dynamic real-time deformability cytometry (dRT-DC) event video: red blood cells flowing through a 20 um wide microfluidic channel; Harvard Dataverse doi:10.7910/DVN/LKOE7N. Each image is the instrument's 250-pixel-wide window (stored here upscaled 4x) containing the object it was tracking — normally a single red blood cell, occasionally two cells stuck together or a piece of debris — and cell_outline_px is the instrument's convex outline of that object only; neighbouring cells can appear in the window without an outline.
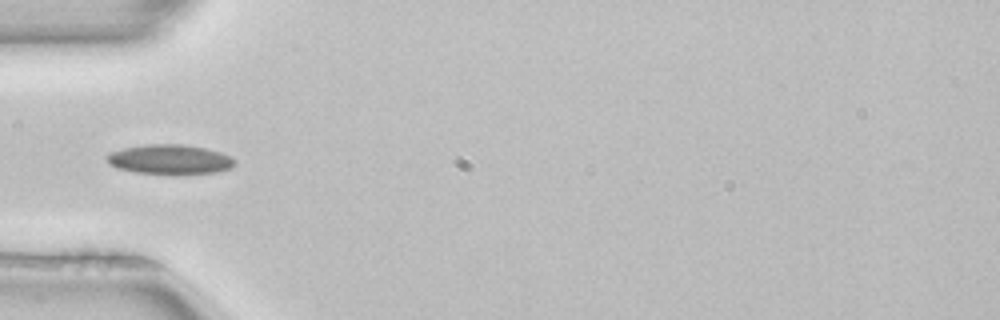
{"species": "common noctule bat (a hibernating species)", "species_latin": "Nyctalus noctula", "temperature_condition": "room temperature", "stored_images_in_passage": 5, "camera_frame_rate_fps": 3000, "um_per_image_px": 0.085, "animal": {"sex": "female", "body_mass_g": 22.7, "forearm_length_mm": 54.2}, "frame": {"image": 1, "passage_image": 5, "time_ms": 1.333, "image_size_px": [1000, 320], "cell_outline_px": [[236, 164], [232, 168], [216, 172], [180, 176], [136, 172], [116, 168], [108, 164], [104, 156], [108, 152], [124, 148], [148, 144], [184, 144], [204, 148], [220, 152], [236, 160]], "centroid_in_image_um": [14.42, 13.58], "position_along_channel_um": 70.6, "area_um2": 22.77}}